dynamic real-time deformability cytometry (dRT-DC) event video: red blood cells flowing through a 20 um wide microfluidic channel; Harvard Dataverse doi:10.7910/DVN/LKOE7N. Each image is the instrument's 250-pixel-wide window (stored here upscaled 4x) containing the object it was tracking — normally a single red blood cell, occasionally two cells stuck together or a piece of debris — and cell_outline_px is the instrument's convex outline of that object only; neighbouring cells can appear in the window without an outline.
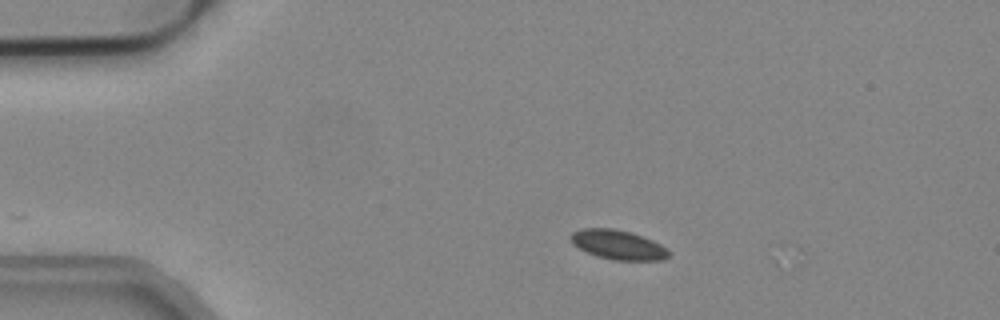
{"species": "common noctule bat (a hibernating species)", "species_latin": "Nyctalus noctula", "temperature_condition": "cold", "stored_images_in_passage": 3, "camera_frame_rate_fps": 3000, "um_per_image_px": 0.085, "animal": {"sex": "male", "body_mass_g": 19.2, "forearm_length_mm": 51.8}, "frame": {"image": 1, "passage_image": 2, "time_ms": 0.333, "image_size_px": [1000, 320], "cell_outline_px": [[668, 256], [660, 260], [612, 260], [596, 256], [580, 248], [568, 236], [572, 232], [580, 228], [612, 228], [632, 232], [652, 240], [668, 248]], "centroid_in_image_um": [52.53, 20.79], "position_along_channel_um": 32.5, "area_um2": 16.7}}